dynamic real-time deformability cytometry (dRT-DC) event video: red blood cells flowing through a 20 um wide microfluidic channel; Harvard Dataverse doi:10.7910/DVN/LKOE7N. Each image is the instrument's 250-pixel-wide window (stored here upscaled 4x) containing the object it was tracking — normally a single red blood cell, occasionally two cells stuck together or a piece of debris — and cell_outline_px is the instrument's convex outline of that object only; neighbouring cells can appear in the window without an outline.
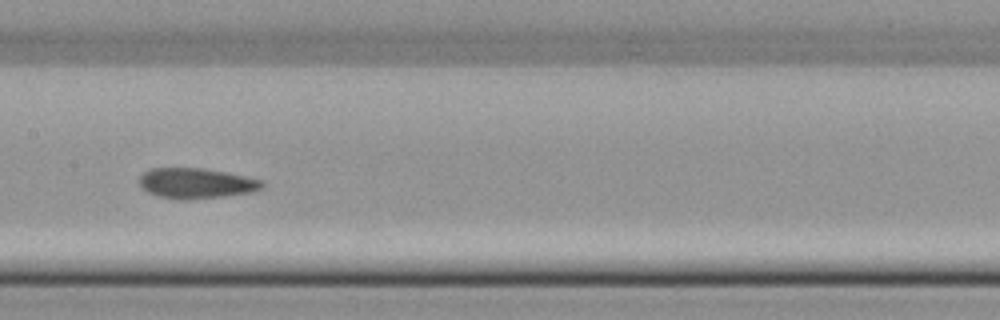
{"species": "common noctule bat (a hibernating species)", "species_latin": "Nyctalus noctula", "temperature_condition": "cold", "stored_images_in_passage": 38, "camera_frame_rate_fps": 3000, "um_per_image_px": 0.085, "animal": {"sex": "female", "body_mass_g": 22.7, "forearm_length_mm": 54.2}, "frame": {"image": 1, "passage_image": 19, "time_ms": 6.0, "image_size_px": [1000, 320], "cell_outline_px": [[264, 184], [260, 188], [252, 192], [224, 196], [188, 200], [176, 200], [160, 196], [148, 192], [140, 184], [140, 176], [148, 168], [204, 168], [244, 176], [260, 180]], "centroid_in_image_um": [16.64, 15.58], "position_along_channel_um": 190.8, "area_um2": 21.56}}
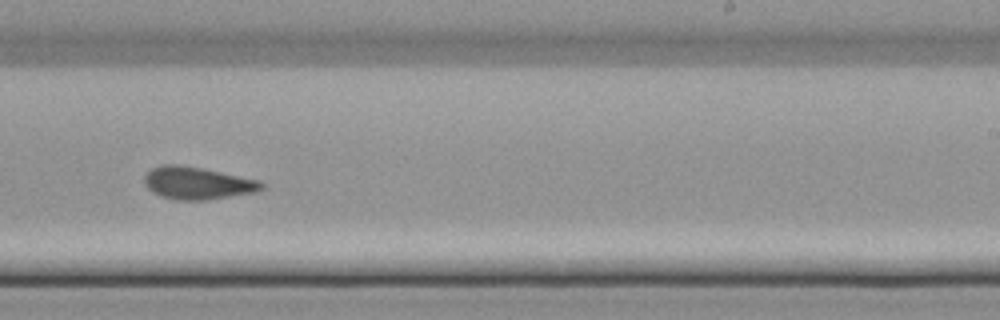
{"frame": {"image": 2, "passage_image": 25, "time_ms": 8.0, "image_size_px": [1000, 320], "cell_outline_px": [[264, 188], [256, 192], [208, 200], [180, 200], [160, 196], [152, 192], [144, 184], [144, 176], [152, 168], [160, 164], [180, 164], [260, 180], [264, 184]], "centroid_in_image_um": [16.77, 15.56], "position_along_channel_um": 272.2, "area_um2": 22.2}}
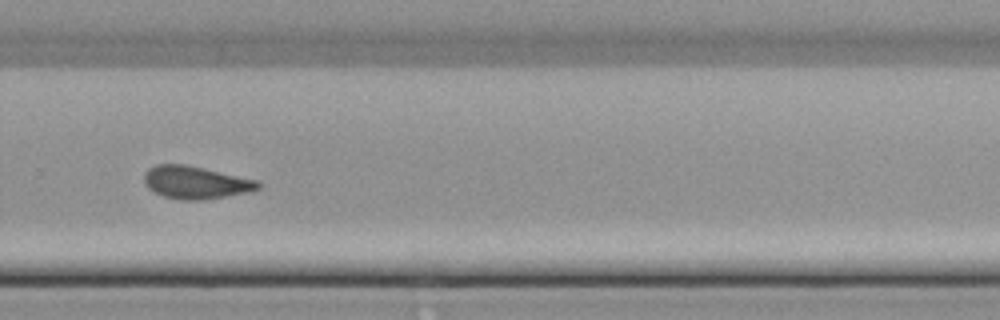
{"frame": {"image": 3, "passage_image": 28, "time_ms": 9.0, "image_size_px": [1000, 320], "cell_outline_px": [[264, 184], [260, 188], [248, 192], [204, 200], [180, 200], [164, 196], [148, 188], [144, 184], [144, 172], [148, 168], [156, 164], [188, 164], [260, 180]], "centroid_in_image_um": [16.67, 15.49], "position_along_channel_um": 313.1, "area_um2": 22.14}}